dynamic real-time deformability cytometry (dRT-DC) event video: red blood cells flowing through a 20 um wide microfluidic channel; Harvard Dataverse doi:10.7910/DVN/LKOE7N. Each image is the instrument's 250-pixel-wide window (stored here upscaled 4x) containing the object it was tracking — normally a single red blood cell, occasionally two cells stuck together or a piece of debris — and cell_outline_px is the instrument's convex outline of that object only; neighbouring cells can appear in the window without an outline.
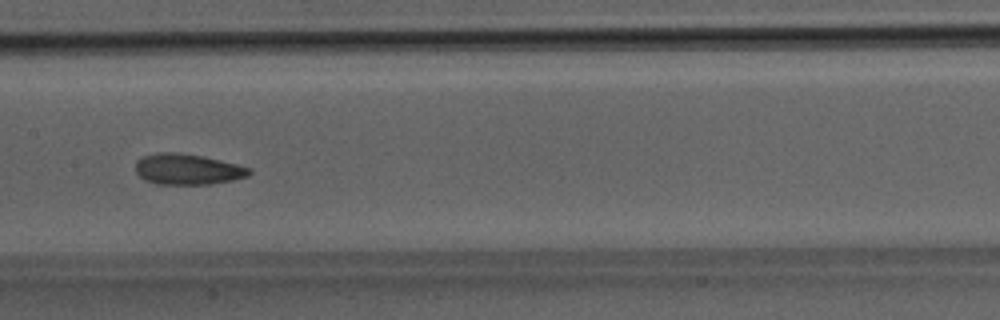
{"species": "Egyptian fruit bat (a non-hibernating species)", "species_latin": "Rousettus aegyptiacus", "temperature_condition": "room temperature", "stored_images_in_passage": 39, "camera_frame_rate_fps": 3000, "um_per_image_px": 0.085, "animal": {"sex": "male"}, "frame": {"image": 1, "passage_image": 19, "time_ms": 6.0, "image_size_px": [1000, 320], "cell_outline_px": [[252, 172], [248, 176], [232, 180], [212, 184], [156, 184], [144, 180], [136, 172], [136, 160], [144, 156], [160, 152], [172, 152], [200, 156], [236, 164], [252, 168]], "centroid_in_image_um": [15.94, 14.4], "position_along_channel_um": 191.5, "area_um2": 20.23}}
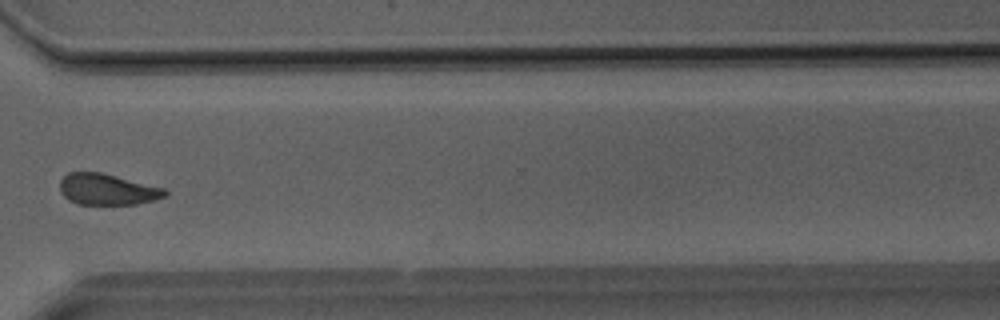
{"frame": {"image": 2, "passage_image": 29, "time_ms": 9.333, "image_size_px": [1000, 320], "cell_outline_px": [[168, 196], [136, 204], [76, 204], [68, 200], [60, 192], [60, 180], [68, 172], [100, 172], [164, 188], [168, 192]], "centroid_in_image_um": [9.1, 16.1], "position_along_channel_um": 361.5, "area_um2": 19.02}}
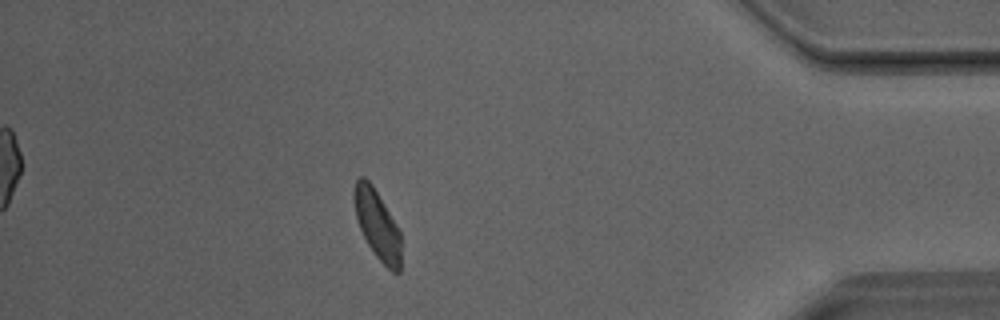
{"frame": {"image": 3, "passage_image": 34, "time_ms": 11.0, "image_size_px": [1000, 320], "cell_outline_px": [[400, 272], [392, 272], [376, 256], [368, 244], [360, 228], [356, 216], [352, 196], [352, 192], [356, 180], [360, 176], [364, 176], [372, 184], [396, 224], [400, 232]], "centroid_in_image_um": [32.04, 19.05], "position_along_channel_um": 403.2, "area_um2": 18.73}}